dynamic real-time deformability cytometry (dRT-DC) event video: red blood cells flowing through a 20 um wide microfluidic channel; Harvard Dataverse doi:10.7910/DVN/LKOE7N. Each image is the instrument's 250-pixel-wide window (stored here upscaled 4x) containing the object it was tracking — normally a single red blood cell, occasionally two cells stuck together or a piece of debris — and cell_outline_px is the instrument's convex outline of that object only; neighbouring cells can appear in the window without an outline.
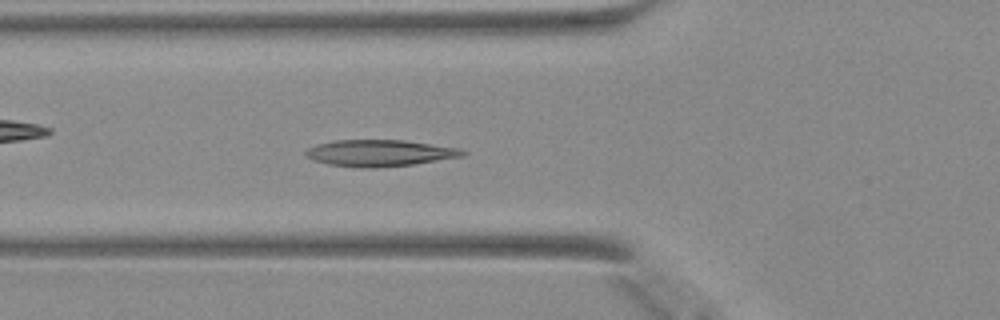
{"species": "Egyptian fruit bat (a non-hibernating species)", "species_latin": "Rousettus aegyptiacus", "temperature_condition": "warm", "stored_images_in_passage": 37, "camera_frame_rate_fps": 3000, "um_per_image_px": 0.085, "animal": {"sex": "female"}, "frame": {"image": 1, "passage_image": 6, "time_ms": 1.667, "image_size_px": [1000, 320], "cell_outline_px": [[468, 152], [464, 156], [412, 164], [376, 168], [360, 168], [328, 164], [312, 160], [304, 156], [304, 152], [308, 148], [316, 144], [336, 140], [404, 140], [460, 148]], "centroid_in_image_um": [32.24, 13.01], "position_along_channel_um": 93.6, "area_um2": 24.39}}
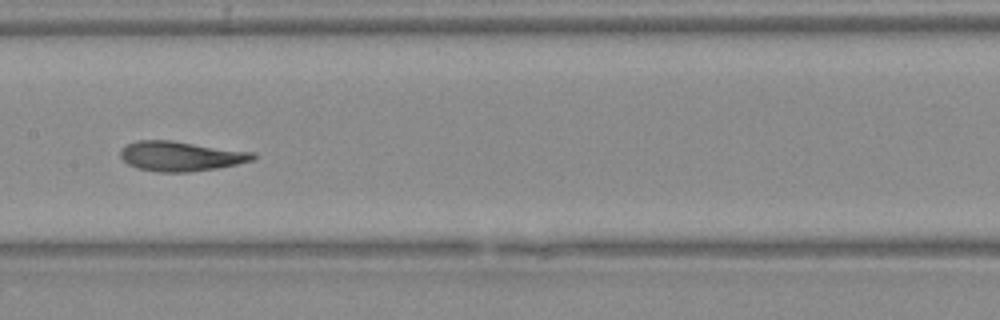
{"frame": {"image": 2, "passage_image": 13, "time_ms": 4.0, "image_size_px": [1000, 320], "cell_outline_px": [[256, 160], [216, 168], [188, 172], [156, 172], [136, 168], [128, 164], [120, 156], [120, 152], [128, 144], [140, 140], [172, 140], [256, 152]], "centroid_in_image_um": [15.41, 13.27], "position_along_channel_um": 192.0, "area_um2": 23.12}}
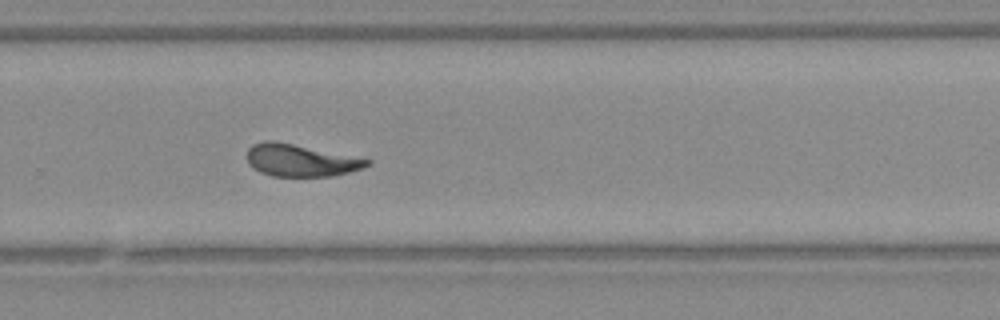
{"frame": {"image": 3, "passage_image": 21, "time_ms": 6.667, "image_size_px": [1000, 320], "cell_outline_px": [[372, 164], [364, 168], [332, 176], [272, 176], [260, 172], [252, 168], [248, 164], [244, 156], [248, 148], [252, 144], [264, 140], [272, 140], [372, 160]], "centroid_in_image_um": [25.48, 13.63], "position_along_channel_um": 304.3, "area_um2": 22.6}}